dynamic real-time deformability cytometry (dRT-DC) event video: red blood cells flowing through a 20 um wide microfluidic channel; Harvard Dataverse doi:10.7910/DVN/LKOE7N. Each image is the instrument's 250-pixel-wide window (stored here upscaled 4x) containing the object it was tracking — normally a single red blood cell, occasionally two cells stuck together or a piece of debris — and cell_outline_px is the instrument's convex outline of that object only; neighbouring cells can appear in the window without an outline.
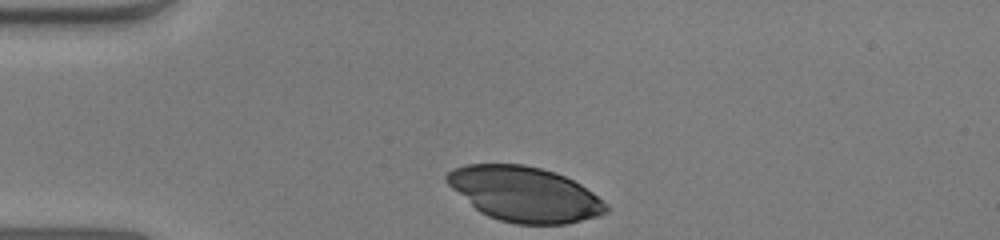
{"species": "human", "species_latin": "Homo sapiens", "temperature_condition": "warm", "stored_images_in_passage": 32, "camera_frame_rate_fps": 3000, "um_per_image_px": 0.085, "donor": {"sex": "male"}, "frame": {"image": 1, "passage_image": 1, "time_ms": 0.0, "image_size_px": [1000, 240], "cell_outline_px": [[608, 212], [596, 216], [568, 224], [516, 224], [500, 220], [488, 216], [480, 212], [452, 188], [444, 180], [444, 176], [452, 168], [468, 164], [524, 164], [556, 172], [580, 184], [592, 192], [608, 204]], "centroid_in_image_um": [44.58, 16.49], "position_along_channel_um": 40.4, "area_um2": 50.86}}
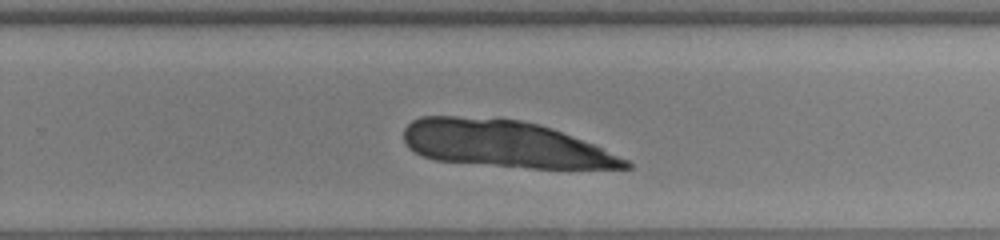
{"frame": {"image": 2, "passage_image": 23, "time_ms": 7.333, "image_size_px": [1000, 240], "cell_outline_px": [[632, 168], [532, 168], [436, 160], [424, 156], [408, 148], [404, 140], [404, 128], [412, 120], [420, 116], [456, 116], [520, 120], [540, 124], [552, 128], [592, 144], [628, 160], [632, 164]], "centroid_in_image_um": [42.86, 12.23], "position_along_channel_um": 286.9, "area_um2": 59.77}}